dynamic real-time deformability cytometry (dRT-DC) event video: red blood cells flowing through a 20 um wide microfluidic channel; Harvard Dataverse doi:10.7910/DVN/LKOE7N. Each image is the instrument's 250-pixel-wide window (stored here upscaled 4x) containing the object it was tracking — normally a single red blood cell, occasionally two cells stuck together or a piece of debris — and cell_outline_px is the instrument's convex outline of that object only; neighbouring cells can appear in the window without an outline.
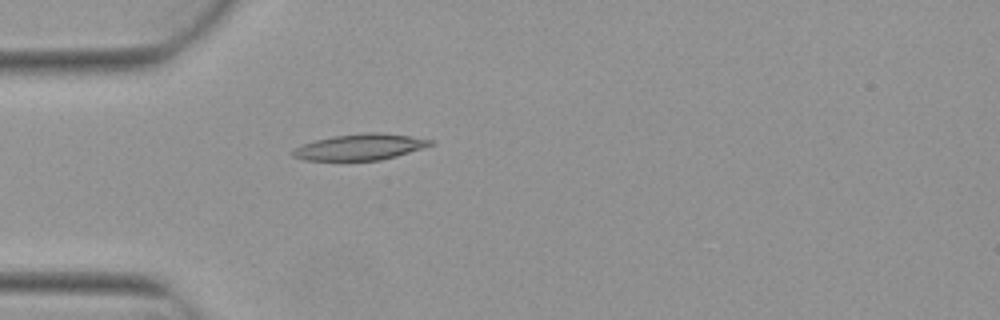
{"species": "Egyptian fruit bat (a non-hibernating species)", "species_latin": "Rousettus aegyptiacus", "temperature_condition": "warm", "stored_images_in_passage": 4, "camera_frame_rate_fps": 3000, "um_per_image_px": 0.085, "animal": {"sex": "female"}, "frame": {"image": 1, "passage_image": 4, "time_ms": 1.0, "image_size_px": [1000, 320], "cell_outline_px": [[436, 144], [424, 148], [396, 156], [380, 160], [304, 160], [292, 156], [292, 152], [296, 148], [304, 144], [316, 140], [332, 136], [360, 132], [380, 132], [408, 136], [432, 140]], "centroid_in_image_um": [30.64, 12.49], "position_along_channel_um": 54.4, "area_um2": 20.87}}